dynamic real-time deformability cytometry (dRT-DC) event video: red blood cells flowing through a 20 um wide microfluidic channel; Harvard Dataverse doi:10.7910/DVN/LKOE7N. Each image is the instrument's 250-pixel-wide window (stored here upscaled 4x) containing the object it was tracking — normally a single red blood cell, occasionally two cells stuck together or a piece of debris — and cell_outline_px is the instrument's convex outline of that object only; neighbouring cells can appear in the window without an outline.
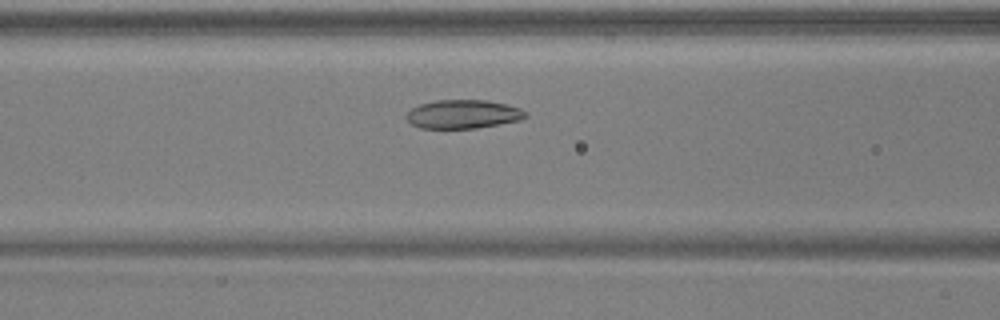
{"species": "common noctule bat (a hibernating species)", "species_latin": "Nyctalus noctula", "temperature_condition": "warm", "stored_images_in_passage": 36, "camera_frame_rate_fps": 3000, "um_per_image_px": 0.085, "animal": {"sex": "male", "body_mass_g": 17.9, "forearm_length_mm": 54.2}, "frame": {"image": 1, "passage_image": 8, "time_ms": 2.333, "image_size_px": [1000, 320], "cell_outline_px": [[528, 116], [520, 120], [476, 128], [420, 128], [412, 124], [404, 116], [412, 108], [420, 104], [436, 100], [488, 100], [508, 104], [520, 108], [528, 112]], "centroid_in_image_um": [39.39, 9.69], "position_along_channel_um": 127.2, "area_um2": 20.0}}
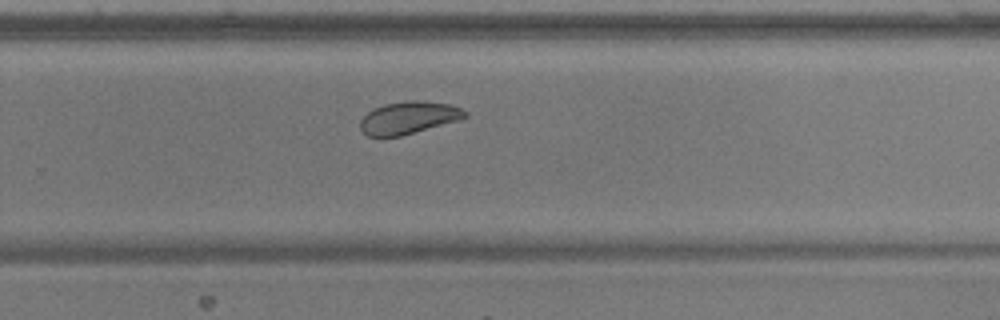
{"frame": {"image": 2, "passage_image": 21, "time_ms": 6.667, "image_size_px": [1000, 320], "cell_outline_px": [[468, 116], [460, 120], [400, 136], [368, 136], [360, 128], [360, 120], [368, 112], [384, 104], [448, 104], [460, 108], [468, 112]], "centroid_in_image_um": [34.73, 10.07], "position_along_channel_um": 295.1, "area_um2": 18.55}}
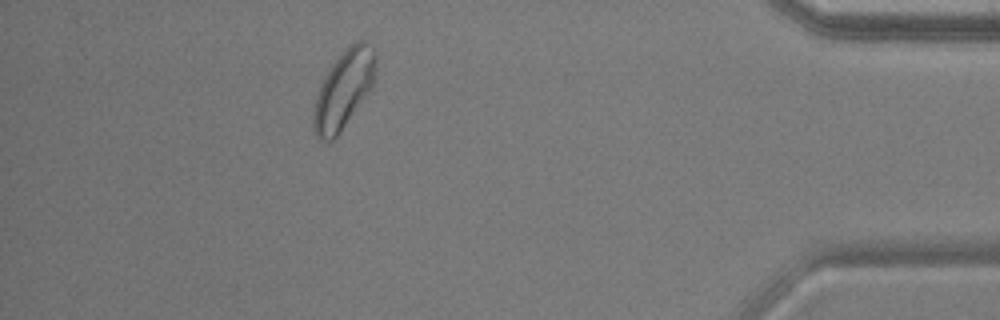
{"frame": {"image": 3, "passage_image": 33, "time_ms": 10.667, "image_size_px": [1000, 320], "cell_outline_px": [[376, 76], [368, 92], [340, 132], [332, 140], [320, 140], [316, 136], [312, 128], [312, 108], [320, 84], [324, 76], [332, 64], [348, 44], [356, 40], [364, 40], [376, 52]], "centroid_in_image_um": [29.19, 7.58], "position_along_channel_um": 406.0, "area_um2": 28.44}}